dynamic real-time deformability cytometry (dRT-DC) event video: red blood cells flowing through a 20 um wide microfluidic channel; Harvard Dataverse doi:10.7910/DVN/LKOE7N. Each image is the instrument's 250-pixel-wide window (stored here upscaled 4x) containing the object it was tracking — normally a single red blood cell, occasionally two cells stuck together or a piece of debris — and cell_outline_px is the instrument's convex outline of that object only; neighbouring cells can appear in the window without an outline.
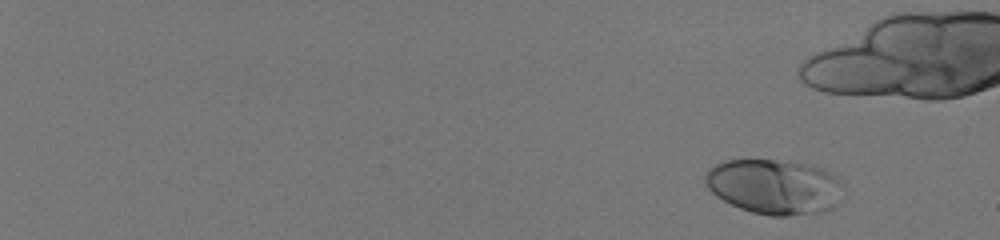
{"species": "human", "species_latin": "Homo sapiens", "temperature_condition": "room temperature", "stored_images_in_passage": 49, "camera_frame_rate_fps": 3000, "um_per_image_px": 0.085, "donor": {"sex": "male"}, "frame": {"image": 1, "passage_image": 1, "time_ms": 0.0, "image_size_px": [1000, 240], "cell_outline_px": [[836, 180], [832, 208], [812, 212], [788, 216], [772, 216], [752, 212], [740, 208], [716, 196], [708, 188], [704, 180], [704, 176], [708, 168], [724, 160], [744, 156], [812, 164], [832, 172], [836, 176]], "centroid_in_image_um": [65.63, 15.79], "position_along_channel_um": 19.4, "area_um2": 43.93}}
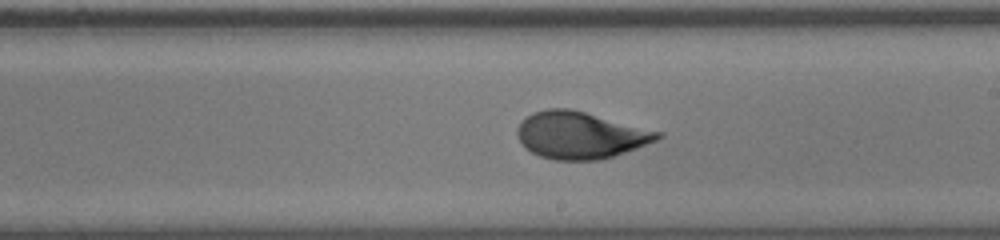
{"frame": {"image": 2, "passage_image": 34, "time_ms": 11.0, "image_size_px": [1000, 240], "cell_outline_px": [[664, 136], [656, 140], [636, 148], [600, 160], [556, 160], [540, 156], [532, 152], [516, 136], [516, 128], [532, 112], [548, 108], [568, 108], [664, 132]], "centroid_in_image_um": [49.34, 11.48], "position_along_channel_um": 239.7, "area_um2": 38.09}}
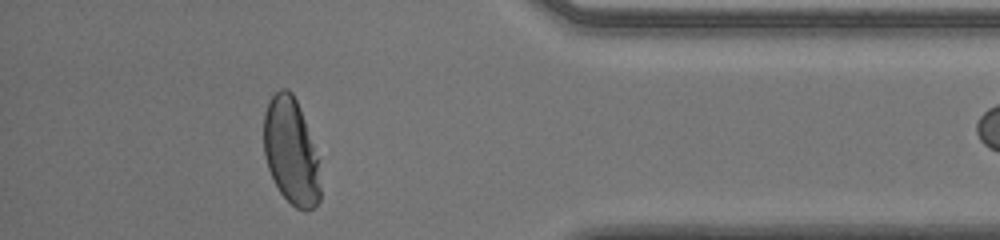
{"frame": {"image": 3, "passage_image": 48, "time_ms": 15.667, "image_size_px": [1000, 240], "cell_outline_px": [[320, 200], [312, 208], [304, 212], [296, 208], [280, 192], [268, 168], [264, 156], [264, 112], [272, 96], [280, 88], [288, 88], [292, 92], [300, 108], [312, 144], [316, 160], [320, 188]], "centroid_in_image_um": [24.7, 12.87], "position_along_channel_um": 410.5, "area_um2": 34.33}}